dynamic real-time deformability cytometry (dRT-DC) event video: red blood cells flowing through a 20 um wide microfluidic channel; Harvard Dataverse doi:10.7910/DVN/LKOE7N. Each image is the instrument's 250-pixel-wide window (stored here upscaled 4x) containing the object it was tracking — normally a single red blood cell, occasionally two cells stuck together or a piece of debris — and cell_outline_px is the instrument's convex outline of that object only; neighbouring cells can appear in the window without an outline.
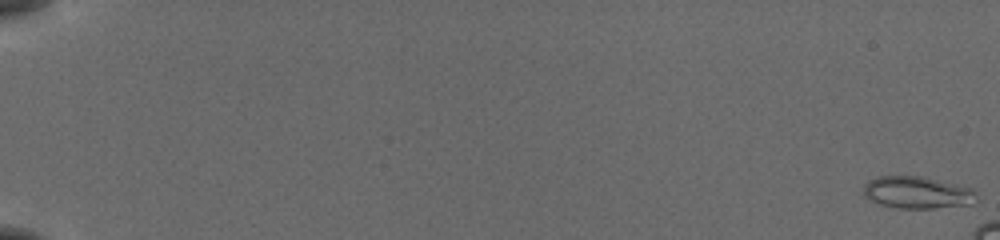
{"species": "common noctule bat (a hibernating species)", "species_latin": "Nyctalus noctula", "temperature_condition": "cold", "stored_images_in_passage": 13, "camera_frame_rate_fps": 3000, "um_per_image_px": 0.085, "animal": {"sex": "female", "body_mass_g": 19.5, "forearm_length_mm": 54.1}, "frame": {"image": 1, "passage_image": 1, "time_ms": 0.0, "image_size_px": [1000, 240], "cell_outline_px": [[976, 200], [968, 204], [932, 208], [900, 208], [880, 204], [868, 200], [864, 196], [864, 184], [868, 180], [876, 176], [920, 176], [956, 184], [972, 188]], "centroid_in_image_um": [77.89, 16.35], "position_along_channel_um": 7.1, "area_um2": 20.92}}